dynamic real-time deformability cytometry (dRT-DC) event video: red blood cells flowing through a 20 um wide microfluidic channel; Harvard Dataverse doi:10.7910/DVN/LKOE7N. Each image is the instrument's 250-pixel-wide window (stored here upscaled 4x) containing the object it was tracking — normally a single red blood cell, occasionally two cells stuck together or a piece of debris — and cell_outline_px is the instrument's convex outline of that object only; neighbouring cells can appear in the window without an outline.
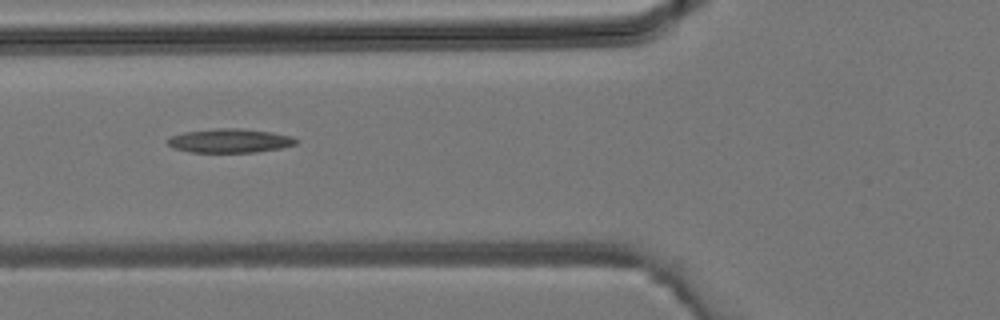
{"species": "common noctule bat (a hibernating species)", "species_latin": "Nyctalus noctula", "temperature_condition": "room temperature", "stored_images_in_passage": 5, "camera_frame_rate_fps": 3000, "um_per_image_px": 0.085, "animal": {"sex": "male", "body_mass_g": 19.2, "forearm_length_mm": 51.8}, "frame": {"image": 1, "passage_image": 4, "time_ms": 1.0, "image_size_px": [1000, 320], "cell_outline_px": [[300, 140], [296, 144], [280, 148], [256, 152], [188, 152], [172, 148], [164, 140], [172, 136], [184, 132], [216, 128], [240, 128], [272, 132], [292, 136]], "centroid_in_image_um": [19.52, 11.96], "position_along_channel_um": 106.3, "area_um2": 18.09}}
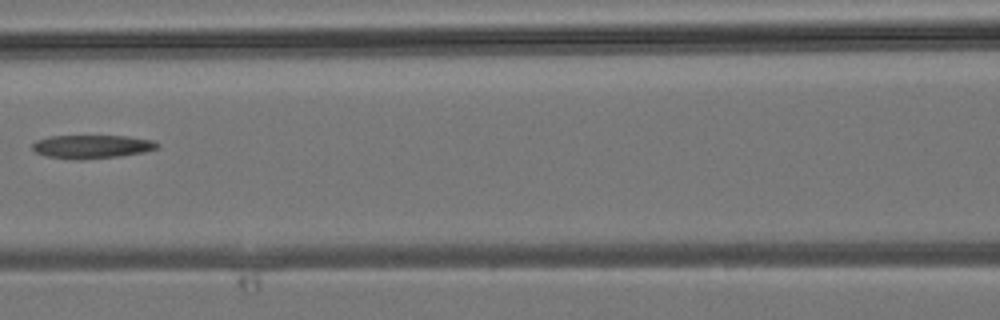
{"frame": {"image": 2, "passage_image": 5, "time_ms": 1.333, "image_size_px": [1000, 320], "cell_outline_px": [[160, 148], [144, 152], [120, 156], [80, 160], [76, 160], [48, 156], [36, 152], [32, 148], [32, 144], [36, 140], [48, 136], [128, 136], [152, 140], [160, 144]], "centroid_in_image_um": [7.84, 12.46], "position_along_channel_um": 158.8, "area_um2": 17.17}}